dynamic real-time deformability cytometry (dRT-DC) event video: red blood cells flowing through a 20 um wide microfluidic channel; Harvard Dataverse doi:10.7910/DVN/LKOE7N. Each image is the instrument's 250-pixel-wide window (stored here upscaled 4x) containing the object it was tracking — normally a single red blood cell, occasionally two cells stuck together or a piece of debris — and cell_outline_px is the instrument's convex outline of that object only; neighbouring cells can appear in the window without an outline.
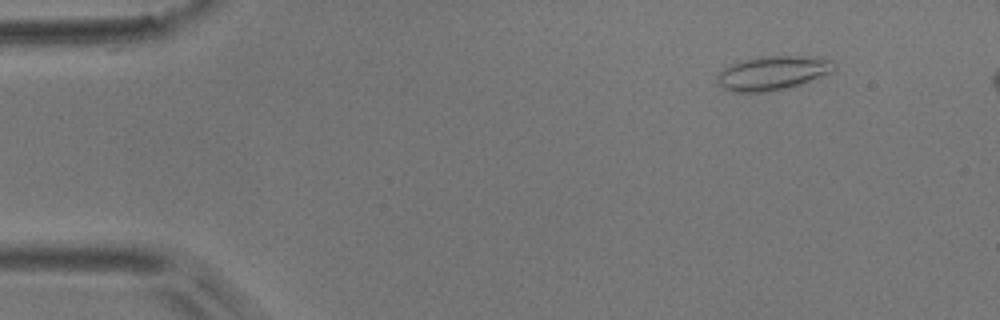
{"species": "common noctule bat (a hibernating species)", "species_latin": "Nyctalus noctula", "temperature_condition": "room temperature", "stored_images_in_passage": 5, "camera_frame_rate_fps": 3000, "um_per_image_px": 0.085, "animal": {"sex": "male", "body_mass_g": 17.9}, "frame": {"image": 1, "passage_image": 2, "time_ms": 1.0, "image_size_px": [1000, 320], "cell_outline_px": [[836, 68], [832, 72], [788, 88], [768, 92], [732, 92], [724, 88], [716, 80], [716, 76], [724, 68], [740, 60], [764, 56], [796, 56], [832, 60]], "centroid_in_image_um": [65.64, 6.21], "position_along_channel_um": 19.4, "area_um2": 22.95}}